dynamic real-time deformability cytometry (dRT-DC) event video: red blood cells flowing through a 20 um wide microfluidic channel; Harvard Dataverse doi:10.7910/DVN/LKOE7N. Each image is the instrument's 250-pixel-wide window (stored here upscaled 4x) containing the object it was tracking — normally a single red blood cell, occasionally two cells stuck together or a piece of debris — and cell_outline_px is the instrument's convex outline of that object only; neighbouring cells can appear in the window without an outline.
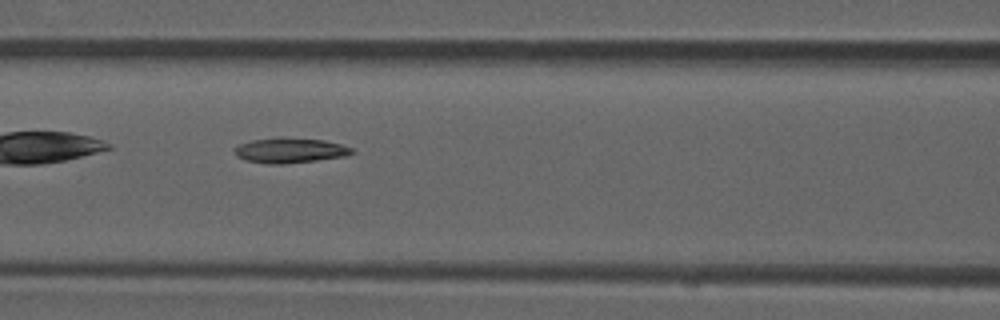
{"species": "common noctule bat (a hibernating species)", "species_latin": "Nyctalus noctula", "temperature_condition": "room temperature", "stored_images_in_passage": 4, "camera_frame_rate_fps": 3000, "um_per_image_px": 0.085, "animal": {"sex": "male", "forearm_length_mm": 52.5}, "frame": {"image": 1, "passage_image": 3, "time_ms": 0.667, "image_size_px": [1000, 320], "cell_outline_px": [[356, 152], [344, 156], [316, 160], [284, 164], [268, 164], [248, 160], [236, 156], [236, 148], [240, 144], [252, 140], [280, 136], [284, 136], [324, 140], [340, 144], [352, 148]], "centroid_in_image_um": [24.67, 12.76], "position_along_channel_um": 141.9, "area_um2": 17.17}}